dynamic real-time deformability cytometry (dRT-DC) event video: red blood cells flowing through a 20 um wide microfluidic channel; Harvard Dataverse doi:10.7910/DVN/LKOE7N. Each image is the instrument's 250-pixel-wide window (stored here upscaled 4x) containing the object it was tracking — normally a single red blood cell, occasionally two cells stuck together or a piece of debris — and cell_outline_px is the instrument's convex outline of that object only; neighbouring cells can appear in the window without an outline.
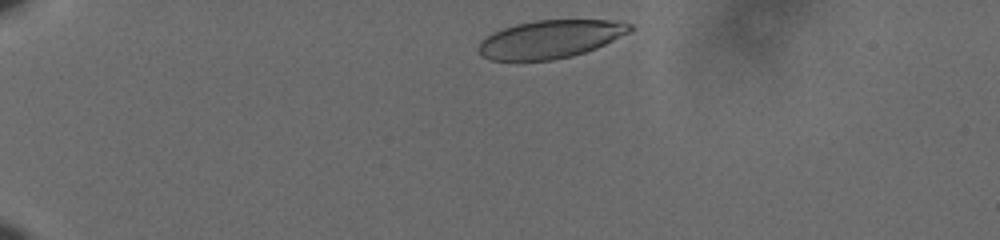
{"species": "human", "species_latin": "Homo sapiens", "temperature_condition": "cold", "stored_images_in_passage": 40, "camera_frame_rate_fps": 3000, "um_per_image_px": 0.085, "donor": {"sex": "male"}, "frame": {"image": 1, "passage_image": 2, "time_ms": 0.333, "image_size_px": [1000, 240], "cell_outline_px": [[632, 28], [628, 32], [596, 48], [572, 56], [552, 60], [488, 60], [480, 56], [476, 48], [480, 40], [492, 32], [516, 24], [536, 20], [608, 20], [632, 24]], "centroid_in_image_um": [46.68, 3.34], "position_along_channel_um": 38.3, "area_um2": 33.47}}
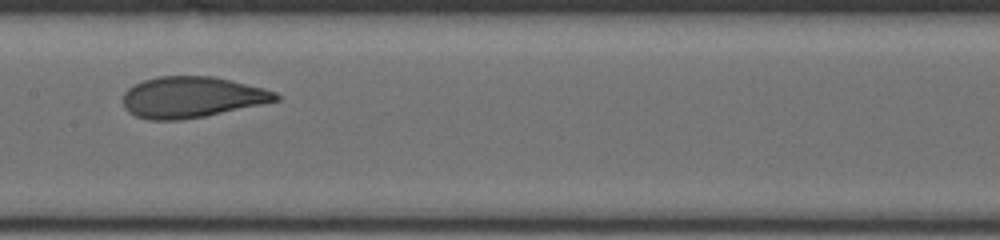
{"frame": {"image": 2, "passage_image": 21, "time_ms": 6.667, "image_size_px": [1000, 240], "cell_outline_px": [[280, 100], [204, 116], [180, 120], [148, 120], [136, 116], [128, 112], [124, 108], [124, 92], [128, 88], [144, 80], [160, 76], [212, 76], [264, 88], [276, 92], [280, 96]], "centroid_in_image_um": [16.29, 8.26], "position_along_channel_um": 191.1, "area_um2": 36.3}}
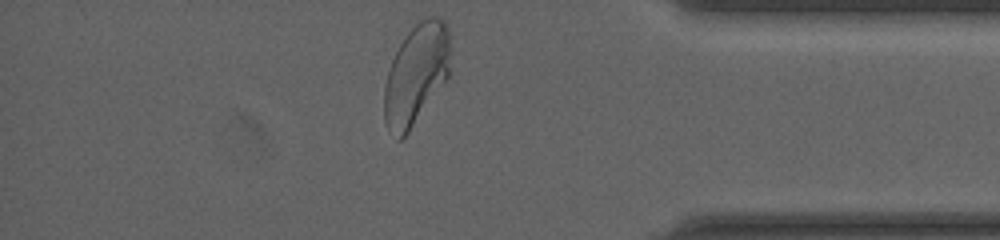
{"frame": {"image": 3, "passage_image": 40, "time_ms": 13.0, "image_size_px": [1000, 240], "cell_outline_px": [[448, 76], [408, 132], [400, 140], [396, 140], [384, 124], [384, 88], [388, 72], [392, 60], [400, 44], [408, 32], [420, 20], [428, 16], [436, 16], [444, 20], [448, 28]], "centroid_in_image_um": [35.33, 6.33], "position_along_channel_um": 399.9, "area_um2": 38.03}, "authors_computed_cell_mechanics": {"area_um2": 36.2984, "velocity_mm_per_s": 3.5743, "shape_relaxation_time_tau1_ms": 4.0899, "shape_relaxation_time_tau2_ms": null, "deformation_change_tau1": 0.1537, "deformation_change_tau2": null}}